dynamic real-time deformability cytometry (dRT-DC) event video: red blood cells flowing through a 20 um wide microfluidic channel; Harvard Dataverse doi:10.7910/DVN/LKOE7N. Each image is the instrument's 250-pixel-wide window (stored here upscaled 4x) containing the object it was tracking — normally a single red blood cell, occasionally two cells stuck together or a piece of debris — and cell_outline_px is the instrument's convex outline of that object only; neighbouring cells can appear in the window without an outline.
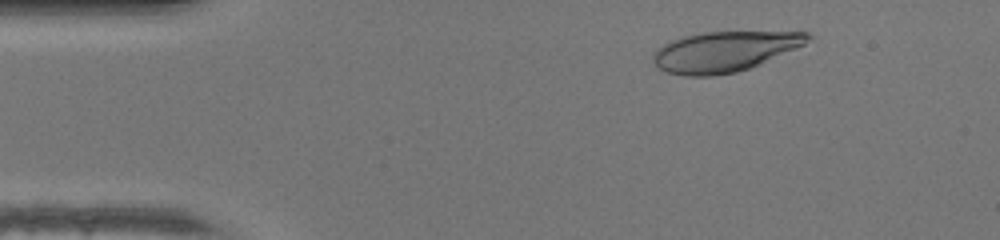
{"species": "human", "species_latin": "Homo sapiens", "temperature_condition": "warm", "stored_images_in_passage": 39, "camera_frame_rate_fps": 3000, "um_per_image_px": 0.085, "donor": {"sex": "female"}, "frame": {"image": 1, "passage_image": 6, "time_ms": 1.667, "image_size_px": [1000, 240], "cell_outline_px": [[812, 40], [796, 48], [760, 64], [736, 72], [712, 76], [684, 76], [668, 72], [656, 68], [652, 60], [652, 56], [656, 48], [680, 36], [700, 32], [808, 32], [812, 36]], "centroid_in_image_um": [61.53, 4.38], "position_along_channel_um": 23.5, "area_um2": 36.47}}
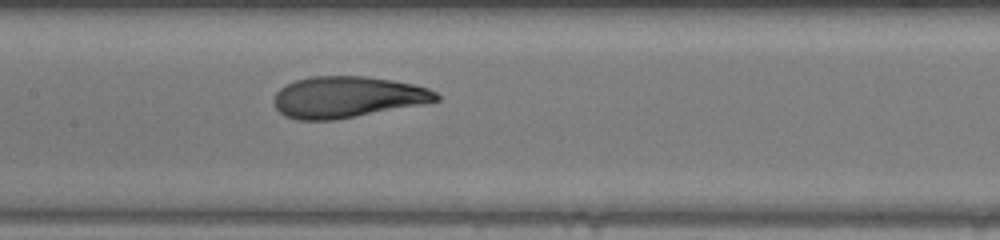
{"frame": {"image": 2, "passage_image": 22, "time_ms": 7.0, "image_size_px": [1000, 240], "cell_outline_px": [[440, 100], [420, 104], [336, 120], [296, 120], [284, 116], [276, 108], [272, 100], [276, 92], [280, 88], [296, 80], [312, 76], [368, 76], [416, 84], [428, 88], [436, 92], [440, 96]], "centroid_in_image_um": [29.5, 8.25], "position_along_channel_um": 177.9, "area_um2": 39.13}}
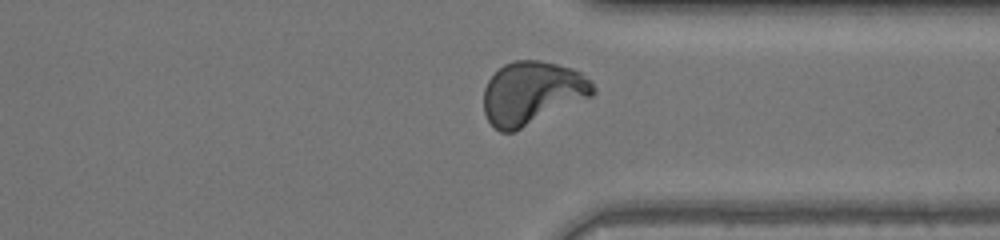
{"frame": {"image": 3, "passage_image": 35, "time_ms": 11.333, "image_size_px": [1000, 240], "cell_outline_px": [[596, 92], [592, 96], [512, 132], [500, 132], [488, 120], [484, 112], [484, 88], [488, 80], [504, 64], [516, 60], [540, 60], [572, 68], [580, 72], [592, 80], [596, 88]], "centroid_in_image_um": [45.24, 7.88], "position_along_channel_um": 366.2, "area_um2": 39.94}, "authors_computed_cell_mechanics": {"area_um2": 38.7838, "velocity_mm_per_s": 4.3593, "shape_relaxation_time_tau1_ms": 5.3074, "shape_relaxation_time_tau2_ms": null, "deformation_change_tau1": 0.2479, "deformation_change_tau2": null}}